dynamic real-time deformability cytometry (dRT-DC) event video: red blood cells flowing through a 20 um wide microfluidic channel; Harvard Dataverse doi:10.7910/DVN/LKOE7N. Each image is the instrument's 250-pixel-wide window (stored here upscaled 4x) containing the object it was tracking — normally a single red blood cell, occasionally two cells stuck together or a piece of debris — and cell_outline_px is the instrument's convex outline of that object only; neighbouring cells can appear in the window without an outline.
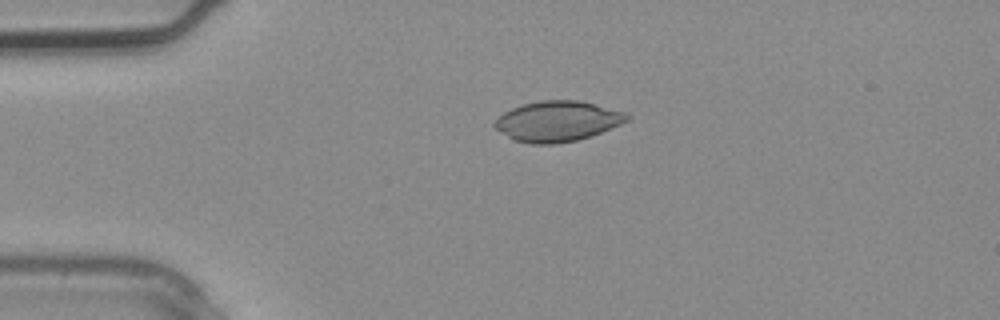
{"species": "common noctule bat (a hibernating species)", "species_latin": "Nyctalus noctula", "temperature_condition": "warm", "stored_images_in_passage": 1, "camera_frame_rate_fps": 3000, "um_per_image_px": 0.085, "animal": {"sex": "male", "body_mass_g": 20.4}, "frame": {"image": 1, "passage_image": 1, "time_ms": 0.0, "image_size_px": [1000, 320], "cell_outline_px": [[632, 116], [628, 120], [620, 124], [592, 136], [576, 140], [556, 144], [528, 144], [512, 140], [496, 128], [492, 124], [504, 112], [520, 104], [540, 100], [576, 100], [596, 104], [624, 112]], "centroid_in_image_um": [47.37, 10.31], "position_along_channel_um": 37.6, "area_um2": 31.27}}